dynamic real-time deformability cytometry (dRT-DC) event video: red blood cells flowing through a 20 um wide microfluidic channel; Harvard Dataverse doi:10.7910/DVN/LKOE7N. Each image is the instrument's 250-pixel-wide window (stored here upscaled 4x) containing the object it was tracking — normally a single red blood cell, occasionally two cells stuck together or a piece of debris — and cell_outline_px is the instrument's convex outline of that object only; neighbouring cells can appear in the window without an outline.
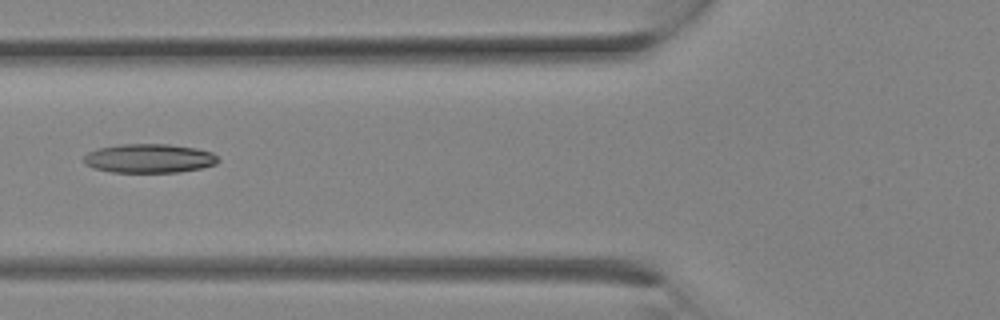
{"species": "Egyptian fruit bat (a non-hibernating species)", "species_latin": "Rousettus aegyptiacus", "temperature_condition": "room temperature", "stored_images_in_passage": 11, "camera_frame_rate_fps": 3000, "um_per_image_px": 0.085, "animal": {"sex": "female"}, "frame": {"image": 1, "passage_image": 10, "time_ms": 3.0, "image_size_px": [1000, 320], "cell_outline_px": [[220, 160], [216, 164], [200, 168], [180, 172], [112, 172], [96, 168], [84, 164], [84, 156], [88, 152], [96, 148], [120, 144], [168, 144], [196, 148], [212, 152]], "centroid_in_image_um": [12.68, 13.45], "position_along_channel_um": 113.1, "area_um2": 22.72}}